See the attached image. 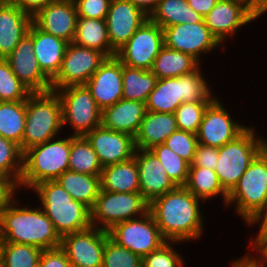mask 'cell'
Wrapping results in <instances>:
<instances>
[{
  "label": "cell",
  "instance_id": "obj_5",
  "mask_svg": "<svg viewBox=\"0 0 267 267\" xmlns=\"http://www.w3.org/2000/svg\"><path fill=\"white\" fill-rule=\"evenodd\" d=\"M71 135L57 137L40 145L31 147L23 153V170L18 189L30 188L40 182L56 180L69 170Z\"/></svg>",
  "mask_w": 267,
  "mask_h": 267
},
{
  "label": "cell",
  "instance_id": "obj_11",
  "mask_svg": "<svg viewBox=\"0 0 267 267\" xmlns=\"http://www.w3.org/2000/svg\"><path fill=\"white\" fill-rule=\"evenodd\" d=\"M107 232L112 241L141 259L167 242L150 211L141 217L118 223Z\"/></svg>",
  "mask_w": 267,
  "mask_h": 267
},
{
  "label": "cell",
  "instance_id": "obj_51",
  "mask_svg": "<svg viewBox=\"0 0 267 267\" xmlns=\"http://www.w3.org/2000/svg\"><path fill=\"white\" fill-rule=\"evenodd\" d=\"M256 255H250L249 252L236 259L231 263V267H267L265 264H267V258L262 256L258 251L256 252ZM259 254V255H258Z\"/></svg>",
  "mask_w": 267,
  "mask_h": 267
},
{
  "label": "cell",
  "instance_id": "obj_19",
  "mask_svg": "<svg viewBox=\"0 0 267 267\" xmlns=\"http://www.w3.org/2000/svg\"><path fill=\"white\" fill-rule=\"evenodd\" d=\"M98 156L102 167L130 160L136 152L135 139L124 132L103 127L94 128L85 135Z\"/></svg>",
  "mask_w": 267,
  "mask_h": 267
},
{
  "label": "cell",
  "instance_id": "obj_41",
  "mask_svg": "<svg viewBox=\"0 0 267 267\" xmlns=\"http://www.w3.org/2000/svg\"><path fill=\"white\" fill-rule=\"evenodd\" d=\"M211 102H183L174 112L178 130L197 134L205 109Z\"/></svg>",
  "mask_w": 267,
  "mask_h": 267
},
{
  "label": "cell",
  "instance_id": "obj_35",
  "mask_svg": "<svg viewBox=\"0 0 267 267\" xmlns=\"http://www.w3.org/2000/svg\"><path fill=\"white\" fill-rule=\"evenodd\" d=\"M157 80L150 70L131 68L122 64V99L146 103Z\"/></svg>",
  "mask_w": 267,
  "mask_h": 267
},
{
  "label": "cell",
  "instance_id": "obj_13",
  "mask_svg": "<svg viewBox=\"0 0 267 267\" xmlns=\"http://www.w3.org/2000/svg\"><path fill=\"white\" fill-rule=\"evenodd\" d=\"M163 46V29L148 19L115 56L125 66L150 70Z\"/></svg>",
  "mask_w": 267,
  "mask_h": 267
},
{
  "label": "cell",
  "instance_id": "obj_3",
  "mask_svg": "<svg viewBox=\"0 0 267 267\" xmlns=\"http://www.w3.org/2000/svg\"><path fill=\"white\" fill-rule=\"evenodd\" d=\"M32 191L40 199V207L60 237L92 227L91 209L74 200L56 180L40 182Z\"/></svg>",
  "mask_w": 267,
  "mask_h": 267
},
{
  "label": "cell",
  "instance_id": "obj_56",
  "mask_svg": "<svg viewBox=\"0 0 267 267\" xmlns=\"http://www.w3.org/2000/svg\"><path fill=\"white\" fill-rule=\"evenodd\" d=\"M2 244H3V237H2V233L0 231V260H1V249H2Z\"/></svg>",
  "mask_w": 267,
  "mask_h": 267
},
{
  "label": "cell",
  "instance_id": "obj_27",
  "mask_svg": "<svg viewBox=\"0 0 267 267\" xmlns=\"http://www.w3.org/2000/svg\"><path fill=\"white\" fill-rule=\"evenodd\" d=\"M177 130L174 113L146 111L134 138L136 149L150 150L152 147L164 143Z\"/></svg>",
  "mask_w": 267,
  "mask_h": 267
},
{
  "label": "cell",
  "instance_id": "obj_10",
  "mask_svg": "<svg viewBox=\"0 0 267 267\" xmlns=\"http://www.w3.org/2000/svg\"><path fill=\"white\" fill-rule=\"evenodd\" d=\"M56 92L62 105V125L71 126L73 136H85L101 125L102 110L86 85H72Z\"/></svg>",
  "mask_w": 267,
  "mask_h": 267
},
{
  "label": "cell",
  "instance_id": "obj_48",
  "mask_svg": "<svg viewBox=\"0 0 267 267\" xmlns=\"http://www.w3.org/2000/svg\"><path fill=\"white\" fill-rule=\"evenodd\" d=\"M258 223L261 225L256 237L251 240L252 246L248 244L252 249H255L267 237V203L247 222V225L252 226Z\"/></svg>",
  "mask_w": 267,
  "mask_h": 267
},
{
  "label": "cell",
  "instance_id": "obj_28",
  "mask_svg": "<svg viewBox=\"0 0 267 267\" xmlns=\"http://www.w3.org/2000/svg\"><path fill=\"white\" fill-rule=\"evenodd\" d=\"M101 190L119 193L140 192L136 158L106 166L100 175Z\"/></svg>",
  "mask_w": 267,
  "mask_h": 267
},
{
  "label": "cell",
  "instance_id": "obj_46",
  "mask_svg": "<svg viewBox=\"0 0 267 267\" xmlns=\"http://www.w3.org/2000/svg\"><path fill=\"white\" fill-rule=\"evenodd\" d=\"M218 162V148L198 144L190 166L209 168L215 171Z\"/></svg>",
  "mask_w": 267,
  "mask_h": 267
},
{
  "label": "cell",
  "instance_id": "obj_50",
  "mask_svg": "<svg viewBox=\"0 0 267 267\" xmlns=\"http://www.w3.org/2000/svg\"><path fill=\"white\" fill-rule=\"evenodd\" d=\"M53 1L55 0H11L13 4L32 17Z\"/></svg>",
  "mask_w": 267,
  "mask_h": 267
},
{
  "label": "cell",
  "instance_id": "obj_57",
  "mask_svg": "<svg viewBox=\"0 0 267 267\" xmlns=\"http://www.w3.org/2000/svg\"><path fill=\"white\" fill-rule=\"evenodd\" d=\"M11 2V0H0V4Z\"/></svg>",
  "mask_w": 267,
  "mask_h": 267
},
{
  "label": "cell",
  "instance_id": "obj_24",
  "mask_svg": "<svg viewBox=\"0 0 267 267\" xmlns=\"http://www.w3.org/2000/svg\"><path fill=\"white\" fill-rule=\"evenodd\" d=\"M32 16L12 2L0 4V59H6L28 33Z\"/></svg>",
  "mask_w": 267,
  "mask_h": 267
},
{
  "label": "cell",
  "instance_id": "obj_2",
  "mask_svg": "<svg viewBox=\"0 0 267 267\" xmlns=\"http://www.w3.org/2000/svg\"><path fill=\"white\" fill-rule=\"evenodd\" d=\"M19 204L14 198L0 214L3 242L32 245L41 250L60 247L61 237L43 209Z\"/></svg>",
  "mask_w": 267,
  "mask_h": 267
},
{
  "label": "cell",
  "instance_id": "obj_31",
  "mask_svg": "<svg viewBox=\"0 0 267 267\" xmlns=\"http://www.w3.org/2000/svg\"><path fill=\"white\" fill-rule=\"evenodd\" d=\"M56 181L71 195L92 209L101 190L100 176L67 170Z\"/></svg>",
  "mask_w": 267,
  "mask_h": 267
},
{
  "label": "cell",
  "instance_id": "obj_47",
  "mask_svg": "<svg viewBox=\"0 0 267 267\" xmlns=\"http://www.w3.org/2000/svg\"><path fill=\"white\" fill-rule=\"evenodd\" d=\"M38 264L40 267H72L68 257L60 247L42 250Z\"/></svg>",
  "mask_w": 267,
  "mask_h": 267
},
{
  "label": "cell",
  "instance_id": "obj_39",
  "mask_svg": "<svg viewBox=\"0 0 267 267\" xmlns=\"http://www.w3.org/2000/svg\"><path fill=\"white\" fill-rule=\"evenodd\" d=\"M23 170V153L15 142L0 136V175L11 179L17 186Z\"/></svg>",
  "mask_w": 267,
  "mask_h": 267
},
{
  "label": "cell",
  "instance_id": "obj_15",
  "mask_svg": "<svg viewBox=\"0 0 267 267\" xmlns=\"http://www.w3.org/2000/svg\"><path fill=\"white\" fill-rule=\"evenodd\" d=\"M109 238L107 231L91 227L61 237L60 248L72 267H102L104 247Z\"/></svg>",
  "mask_w": 267,
  "mask_h": 267
},
{
  "label": "cell",
  "instance_id": "obj_32",
  "mask_svg": "<svg viewBox=\"0 0 267 267\" xmlns=\"http://www.w3.org/2000/svg\"><path fill=\"white\" fill-rule=\"evenodd\" d=\"M73 43L101 51L107 57L115 56L111 50L106 20L78 17Z\"/></svg>",
  "mask_w": 267,
  "mask_h": 267
},
{
  "label": "cell",
  "instance_id": "obj_30",
  "mask_svg": "<svg viewBox=\"0 0 267 267\" xmlns=\"http://www.w3.org/2000/svg\"><path fill=\"white\" fill-rule=\"evenodd\" d=\"M148 19L161 28L179 24H195L204 20L189 6L187 0H159Z\"/></svg>",
  "mask_w": 267,
  "mask_h": 267
},
{
  "label": "cell",
  "instance_id": "obj_14",
  "mask_svg": "<svg viewBox=\"0 0 267 267\" xmlns=\"http://www.w3.org/2000/svg\"><path fill=\"white\" fill-rule=\"evenodd\" d=\"M259 17L261 18L247 0H219L204 17V22L222 46L223 41L226 42L240 30L238 28Z\"/></svg>",
  "mask_w": 267,
  "mask_h": 267
},
{
  "label": "cell",
  "instance_id": "obj_4",
  "mask_svg": "<svg viewBox=\"0 0 267 267\" xmlns=\"http://www.w3.org/2000/svg\"><path fill=\"white\" fill-rule=\"evenodd\" d=\"M199 66L179 77L158 79L146 101L147 111L174 113L183 102H212V90Z\"/></svg>",
  "mask_w": 267,
  "mask_h": 267
},
{
  "label": "cell",
  "instance_id": "obj_9",
  "mask_svg": "<svg viewBox=\"0 0 267 267\" xmlns=\"http://www.w3.org/2000/svg\"><path fill=\"white\" fill-rule=\"evenodd\" d=\"M149 211V203L140 192L119 193L100 190L91 209L92 227L104 231L123 221L138 218Z\"/></svg>",
  "mask_w": 267,
  "mask_h": 267
},
{
  "label": "cell",
  "instance_id": "obj_42",
  "mask_svg": "<svg viewBox=\"0 0 267 267\" xmlns=\"http://www.w3.org/2000/svg\"><path fill=\"white\" fill-rule=\"evenodd\" d=\"M182 242L167 241L160 248L142 258L141 267H184V260L174 249V244Z\"/></svg>",
  "mask_w": 267,
  "mask_h": 267
},
{
  "label": "cell",
  "instance_id": "obj_20",
  "mask_svg": "<svg viewBox=\"0 0 267 267\" xmlns=\"http://www.w3.org/2000/svg\"><path fill=\"white\" fill-rule=\"evenodd\" d=\"M16 77L32 92L52 90L51 80L42 72L34 54L32 36L27 33L6 58Z\"/></svg>",
  "mask_w": 267,
  "mask_h": 267
},
{
  "label": "cell",
  "instance_id": "obj_40",
  "mask_svg": "<svg viewBox=\"0 0 267 267\" xmlns=\"http://www.w3.org/2000/svg\"><path fill=\"white\" fill-rule=\"evenodd\" d=\"M32 92L16 77L6 59H0V101L27 100Z\"/></svg>",
  "mask_w": 267,
  "mask_h": 267
},
{
  "label": "cell",
  "instance_id": "obj_16",
  "mask_svg": "<svg viewBox=\"0 0 267 267\" xmlns=\"http://www.w3.org/2000/svg\"><path fill=\"white\" fill-rule=\"evenodd\" d=\"M164 45L191 55L201 64L202 54H207L221 44L205 25L204 20L195 24H179L162 28Z\"/></svg>",
  "mask_w": 267,
  "mask_h": 267
},
{
  "label": "cell",
  "instance_id": "obj_53",
  "mask_svg": "<svg viewBox=\"0 0 267 267\" xmlns=\"http://www.w3.org/2000/svg\"><path fill=\"white\" fill-rule=\"evenodd\" d=\"M140 8L147 16H149L157 6L159 0H127Z\"/></svg>",
  "mask_w": 267,
  "mask_h": 267
},
{
  "label": "cell",
  "instance_id": "obj_22",
  "mask_svg": "<svg viewBox=\"0 0 267 267\" xmlns=\"http://www.w3.org/2000/svg\"><path fill=\"white\" fill-rule=\"evenodd\" d=\"M85 85L101 110L114 105L123 96L122 62L107 57Z\"/></svg>",
  "mask_w": 267,
  "mask_h": 267
},
{
  "label": "cell",
  "instance_id": "obj_55",
  "mask_svg": "<svg viewBox=\"0 0 267 267\" xmlns=\"http://www.w3.org/2000/svg\"><path fill=\"white\" fill-rule=\"evenodd\" d=\"M254 252L258 251L262 256L267 258V237L255 248Z\"/></svg>",
  "mask_w": 267,
  "mask_h": 267
},
{
  "label": "cell",
  "instance_id": "obj_52",
  "mask_svg": "<svg viewBox=\"0 0 267 267\" xmlns=\"http://www.w3.org/2000/svg\"><path fill=\"white\" fill-rule=\"evenodd\" d=\"M189 6L203 18L214 8L219 0H187Z\"/></svg>",
  "mask_w": 267,
  "mask_h": 267
},
{
  "label": "cell",
  "instance_id": "obj_43",
  "mask_svg": "<svg viewBox=\"0 0 267 267\" xmlns=\"http://www.w3.org/2000/svg\"><path fill=\"white\" fill-rule=\"evenodd\" d=\"M142 259L110 238L104 247L102 267H141Z\"/></svg>",
  "mask_w": 267,
  "mask_h": 267
},
{
  "label": "cell",
  "instance_id": "obj_18",
  "mask_svg": "<svg viewBox=\"0 0 267 267\" xmlns=\"http://www.w3.org/2000/svg\"><path fill=\"white\" fill-rule=\"evenodd\" d=\"M105 20L111 50L116 54L148 20V16L127 0H111Z\"/></svg>",
  "mask_w": 267,
  "mask_h": 267
},
{
  "label": "cell",
  "instance_id": "obj_7",
  "mask_svg": "<svg viewBox=\"0 0 267 267\" xmlns=\"http://www.w3.org/2000/svg\"><path fill=\"white\" fill-rule=\"evenodd\" d=\"M256 133L254 127L249 126L233 141L218 148L215 172L227 193L234 188L251 162L267 146V139Z\"/></svg>",
  "mask_w": 267,
  "mask_h": 267
},
{
  "label": "cell",
  "instance_id": "obj_8",
  "mask_svg": "<svg viewBox=\"0 0 267 267\" xmlns=\"http://www.w3.org/2000/svg\"><path fill=\"white\" fill-rule=\"evenodd\" d=\"M267 203V146L255 157L238 183L228 193L226 206L234 204L247 222Z\"/></svg>",
  "mask_w": 267,
  "mask_h": 267
},
{
  "label": "cell",
  "instance_id": "obj_21",
  "mask_svg": "<svg viewBox=\"0 0 267 267\" xmlns=\"http://www.w3.org/2000/svg\"><path fill=\"white\" fill-rule=\"evenodd\" d=\"M77 20L75 3L66 0H55L32 17L37 28L68 43L73 42Z\"/></svg>",
  "mask_w": 267,
  "mask_h": 267
},
{
  "label": "cell",
  "instance_id": "obj_25",
  "mask_svg": "<svg viewBox=\"0 0 267 267\" xmlns=\"http://www.w3.org/2000/svg\"><path fill=\"white\" fill-rule=\"evenodd\" d=\"M28 33L32 36L34 54L40 69L52 80L61 68L69 43L42 31L33 23L30 25Z\"/></svg>",
  "mask_w": 267,
  "mask_h": 267
},
{
  "label": "cell",
  "instance_id": "obj_6",
  "mask_svg": "<svg viewBox=\"0 0 267 267\" xmlns=\"http://www.w3.org/2000/svg\"><path fill=\"white\" fill-rule=\"evenodd\" d=\"M63 130L62 105L56 91L31 93L26 100L22 153L55 139Z\"/></svg>",
  "mask_w": 267,
  "mask_h": 267
},
{
  "label": "cell",
  "instance_id": "obj_29",
  "mask_svg": "<svg viewBox=\"0 0 267 267\" xmlns=\"http://www.w3.org/2000/svg\"><path fill=\"white\" fill-rule=\"evenodd\" d=\"M200 63L191 55L162 47L150 71L157 79L179 77L194 72Z\"/></svg>",
  "mask_w": 267,
  "mask_h": 267
},
{
  "label": "cell",
  "instance_id": "obj_12",
  "mask_svg": "<svg viewBox=\"0 0 267 267\" xmlns=\"http://www.w3.org/2000/svg\"><path fill=\"white\" fill-rule=\"evenodd\" d=\"M106 58L107 56L101 51L78 46L73 42L69 43L61 68L51 80L52 90L56 91L72 85H85Z\"/></svg>",
  "mask_w": 267,
  "mask_h": 267
},
{
  "label": "cell",
  "instance_id": "obj_54",
  "mask_svg": "<svg viewBox=\"0 0 267 267\" xmlns=\"http://www.w3.org/2000/svg\"><path fill=\"white\" fill-rule=\"evenodd\" d=\"M249 5L260 15L267 11V0H247Z\"/></svg>",
  "mask_w": 267,
  "mask_h": 267
},
{
  "label": "cell",
  "instance_id": "obj_38",
  "mask_svg": "<svg viewBox=\"0 0 267 267\" xmlns=\"http://www.w3.org/2000/svg\"><path fill=\"white\" fill-rule=\"evenodd\" d=\"M150 151L161 162L169 178L177 185L184 186L188 179L190 164L172 151L166 144H158Z\"/></svg>",
  "mask_w": 267,
  "mask_h": 267
},
{
  "label": "cell",
  "instance_id": "obj_23",
  "mask_svg": "<svg viewBox=\"0 0 267 267\" xmlns=\"http://www.w3.org/2000/svg\"><path fill=\"white\" fill-rule=\"evenodd\" d=\"M134 157L139 169L140 193L149 204L177 187L150 150L136 149Z\"/></svg>",
  "mask_w": 267,
  "mask_h": 267
},
{
  "label": "cell",
  "instance_id": "obj_26",
  "mask_svg": "<svg viewBox=\"0 0 267 267\" xmlns=\"http://www.w3.org/2000/svg\"><path fill=\"white\" fill-rule=\"evenodd\" d=\"M146 103L121 99L104 108L101 113V125L117 132H124L135 138L146 114Z\"/></svg>",
  "mask_w": 267,
  "mask_h": 267
},
{
  "label": "cell",
  "instance_id": "obj_34",
  "mask_svg": "<svg viewBox=\"0 0 267 267\" xmlns=\"http://www.w3.org/2000/svg\"><path fill=\"white\" fill-rule=\"evenodd\" d=\"M26 124V100L0 101V136L20 146Z\"/></svg>",
  "mask_w": 267,
  "mask_h": 267
},
{
  "label": "cell",
  "instance_id": "obj_44",
  "mask_svg": "<svg viewBox=\"0 0 267 267\" xmlns=\"http://www.w3.org/2000/svg\"><path fill=\"white\" fill-rule=\"evenodd\" d=\"M164 144H166L182 159L191 164L199 143L196 134L177 130L165 140Z\"/></svg>",
  "mask_w": 267,
  "mask_h": 267
},
{
  "label": "cell",
  "instance_id": "obj_37",
  "mask_svg": "<svg viewBox=\"0 0 267 267\" xmlns=\"http://www.w3.org/2000/svg\"><path fill=\"white\" fill-rule=\"evenodd\" d=\"M42 250L26 244L3 242L0 267H35Z\"/></svg>",
  "mask_w": 267,
  "mask_h": 267
},
{
  "label": "cell",
  "instance_id": "obj_36",
  "mask_svg": "<svg viewBox=\"0 0 267 267\" xmlns=\"http://www.w3.org/2000/svg\"><path fill=\"white\" fill-rule=\"evenodd\" d=\"M102 169L98 156L87 138L71 135L69 170L100 176Z\"/></svg>",
  "mask_w": 267,
  "mask_h": 267
},
{
  "label": "cell",
  "instance_id": "obj_45",
  "mask_svg": "<svg viewBox=\"0 0 267 267\" xmlns=\"http://www.w3.org/2000/svg\"><path fill=\"white\" fill-rule=\"evenodd\" d=\"M78 17L105 20L111 0H76Z\"/></svg>",
  "mask_w": 267,
  "mask_h": 267
},
{
  "label": "cell",
  "instance_id": "obj_49",
  "mask_svg": "<svg viewBox=\"0 0 267 267\" xmlns=\"http://www.w3.org/2000/svg\"><path fill=\"white\" fill-rule=\"evenodd\" d=\"M18 186L9 178L0 175V214L16 196Z\"/></svg>",
  "mask_w": 267,
  "mask_h": 267
},
{
  "label": "cell",
  "instance_id": "obj_33",
  "mask_svg": "<svg viewBox=\"0 0 267 267\" xmlns=\"http://www.w3.org/2000/svg\"><path fill=\"white\" fill-rule=\"evenodd\" d=\"M184 186L203 202L221 196L224 199L223 205L226 207L228 193L221 186L214 170L189 166L188 179Z\"/></svg>",
  "mask_w": 267,
  "mask_h": 267
},
{
  "label": "cell",
  "instance_id": "obj_1",
  "mask_svg": "<svg viewBox=\"0 0 267 267\" xmlns=\"http://www.w3.org/2000/svg\"><path fill=\"white\" fill-rule=\"evenodd\" d=\"M202 200L196 198L185 186L155 198L149 204L156 225L167 241L187 242L202 238Z\"/></svg>",
  "mask_w": 267,
  "mask_h": 267
},
{
  "label": "cell",
  "instance_id": "obj_17",
  "mask_svg": "<svg viewBox=\"0 0 267 267\" xmlns=\"http://www.w3.org/2000/svg\"><path fill=\"white\" fill-rule=\"evenodd\" d=\"M248 127L233 120L216 97L205 109L196 136L199 144L220 148L233 141Z\"/></svg>",
  "mask_w": 267,
  "mask_h": 267
}]
</instances>
